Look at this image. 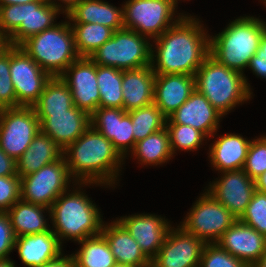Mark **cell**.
<instances>
[{
  "label": "cell",
  "mask_w": 266,
  "mask_h": 267,
  "mask_svg": "<svg viewBox=\"0 0 266 267\" xmlns=\"http://www.w3.org/2000/svg\"><path fill=\"white\" fill-rule=\"evenodd\" d=\"M147 39L148 37L134 30L119 29L89 58L96 65L114 67L122 71L150 66L153 45L150 39Z\"/></svg>",
  "instance_id": "obj_8"
},
{
  "label": "cell",
  "mask_w": 266,
  "mask_h": 267,
  "mask_svg": "<svg viewBox=\"0 0 266 267\" xmlns=\"http://www.w3.org/2000/svg\"><path fill=\"white\" fill-rule=\"evenodd\" d=\"M9 46L8 39L0 33V53Z\"/></svg>",
  "instance_id": "obj_50"
},
{
  "label": "cell",
  "mask_w": 266,
  "mask_h": 267,
  "mask_svg": "<svg viewBox=\"0 0 266 267\" xmlns=\"http://www.w3.org/2000/svg\"><path fill=\"white\" fill-rule=\"evenodd\" d=\"M52 231L16 237L14 249L27 267L43 265L62 255V247Z\"/></svg>",
  "instance_id": "obj_23"
},
{
  "label": "cell",
  "mask_w": 266,
  "mask_h": 267,
  "mask_svg": "<svg viewBox=\"0 0 266 267\" xmlns=\"http://www.w3.org/2000/svg\"><path fill=\"white\" fill-rule=\"evenodd\" d=\"M44 210L51 216L50 209L45 206L18 200L7 211L15 236L20 237L51 231L46 222V216L43 215V213H47Z\"/></svg>",
  "instance_id": "obj_29"
},
{
  "label": "cell",
  "mask_w": 266,
  "mask_h": 267,
  "mask_svg": "<svg viewBox=\"0 0 266 267\" xmlns=\"http://www.w3.org/2000/svg\"><path fill=\"white\" fill-rule=\"evenodd\" d=\"M35 267H74V259L72 254L69 256L68 255L63 256L62 254L55 260H52L50 262L44 263L43 265Z\"/></svg>",
  "instance_id": "obj_44"
},
{
  "label": "cell",
  "mask_w": 266,
  "mask_h": 267,
  "mask_svg": "<svg viewBox=\"0 0 266 267\" xmlns=\"http://www.w3.org/2000/svg\"><path fill=\"white\" fill-rule=\"evenodd\" d=\"M78 243L81 244L80 250L72 254L74 267H114L117 264L102 234Z\"/></svg>",
  "instance_id": "obj_31"
},
{
  "label": "cell",
  "mask_w": 266,
  "mask_h": 267,
  "mask_svg": "<svg viewBox=\"0 0 266 267\" xmlns=\"http://www.w3.org/2000/svg\"><path fill=\"white\" fill-rule=\"evenodd\" d=\"M250 144V140L238 134L219 136L209 147L211 165L220 172L243 169Z\"/></svg>",
  "instance_id": "obj_26"
},
{
  "label": "cell",
  "mask_w": 266,
  "mask_h": 267,
  "mask_svg": "<svg viewBox=\"0 0 266 267\" xmlns=\"http://www.w3.org/2000/svg\"><path fill=\"white\" fill-rule=\"evenodd\" d=\"M170 1H172L176 6H178V4H177L178 3V0H170Z\"/></svg>",
  "instance_id": "obj_54"
},
{
  "label": "cell",
  "mask_w": 266,
  "mask_h": 267,
  "mask_svg": "<svg viewBox=\"0 0 266 267\" xmlns=\"http://www.w3.org/2000/svg\"><path fill=\"white\" fill-rule=\"evenodd\" d=\"M74 35V45L79 57H89L112 35L113 30L97 23H70Z\"/></svg>",
  "instance_id": "obj_33"
},
{
  "label": "cell",
  "mask_w": 266,
  "mask_h": 267,
  "mask_svg": "<svg viewBox=\"0 0 266 267\" xmlns=\"http://www.w3.org/2000/svg\"><path fill=\"white\" fill-rule=\"evenodd\" d=\"M73 106L70 89L60 76H57L51 77L38 101L32 107L35 113H59Z\"/></svg>",
  "instance_id": "obj_32"
},
{
  "label": "cell",
  "mask_w": 266,
  "mask_h": 267,
  "mask_svg": "<svg viewBox=\"0 0 266 267\" xmlns=\"http://www.w3.org/2000/svg\"><path fill=\"white\" fill-rule=\"evenodd\" d=\"M199 21L185 14L154 39L156 50L151 48V67L155 75H195L210 51V36Z\"/></svg>",
  "instance_id": "obj_1"
},
{
  "label": "cell",
  "mask_w": 266,
  "mask_h": 267,
  "mask_svg": "<svg viewBox=\"0 0 266 267\" xmlns=\"http://www.w3.org/2000/svg\"><path fill=\"white\" fill-rule=\"evenodd\" d=\"M131 152L142 165L157 166L168 162L173 157L168 129L165 127L138 141Z\"/></svg>",
  "instance_id": "obj_30"
},
{
  "label": "cell",
  "mask_w": 266,
  "mask_h": 267,
  "mask_svg": "<svg viewBox=\"0 0 266 267\" xmlns=\"http://www.w3.org/2000/svg\"><path fill=\"white\" fill-rule=\"evenodd\" d=\"M195 90V78L185 74L155 75L153 103L168 118Z\"/></svg>",
  "instance_id": "obj_22"
},
{
  "label": "cell",
  "mask_w": 266,
  "mask_h": 267,
  "mask_svg": "<svg viewBox=\"0 0 266 267\" xmlns=\"http://www.w3.org/2000/svg\"><path fill=\"white\" fill-rule=\"evenodd\" d=\"M266 22L253 16H240L222 32L210 36L209 55L219 64L244 74L260 46Z\"/></svg>",
  "instance_id": "obj_4"
},
{
  "label": "cell",
  "mask_w": 266,
  "mask_h": 267,
  "mask_svg": "<svg viewBox=\"0 0 266 267\" xmlns=\"http://www.w3.org/2000/svg\"><path fill=\"white\" fill-rule=\"evenodd\" d=\"M63 157V149L43 132H39L27 150L16 160L17 175L21 178Z\"/></svg>",
  "instance_id": "obj_28"
},
{
  "label": "cell",
  "mask_w": 266,
  "mask_h": 267,
  "mask_svg": "<svg viewBox=\"0 0 266 267\" xmlns=\"http://www.w3.org/2000/svg\"><path fill=\"white\" fill-rule=\"evenodd\" d=\"M69 175L79 188L85 185L116 184L124 158L113 144L91 125L72 144L63 150ZM84 186H83V185Z\"/></svg>",
  "instance_id": "obj_2"
},
{
  "label": "cell",
  "mask_w": 266,
  "mask_h": 267,
  "mask_svg": "<svg viewBox=\"0 0 266 267\" xmlns=\"http://www.w3.org/2000/svg\"><path fill=\"white\" fill-rule=\"evenodd\" d=\"M91 126L110 140L125 159L135 147L131 116L120 108L99 107L90 115ZM129 150V151H128Z\"/></svg>",
  "instance_id": "obj_17"
},
{
  "label": "cell",
  "mask_w": 266,
  "mask_h": 267,
  "mask_svg": "<svg viewBox=\"0 0 266 267\" xmlns=\"http://www.w3.org/2000/svg\"><path fill=\"white\" fill-rule=\"evenodd\" d=\"M248 68L260 78L266 79V63L265 62H249Z\"/></svg>",
  "instance_id": "obj_47"
},
{
  "label": "cell",
  "mask_w": 266,
  "mask_h": 267,
  "mask_svg": "<svg viewBox=\"0 0 266 267\" xmlns=\"http://www.w3.org/2000/svg\"><path fill=\"white\" fill-rule=\"evenodd\" d=\"M169 132L170 147L173 155L178 149L195 151L202 145L207 137L199 130L189 125L166 124Z\"/></svg>",
  "instance_id": "obj_36"
},
{
  "label": "cell",
  "mask_w": 266,
  "mask_h": 267,
  "mask_svg": "<svg viewBox=\"0 0 266 267\" xmlns=\"http://www.w3.org/2000/svg\"><path fill=\"white\" fill-rule=\"evenodd\" d=\"M40 132L33 107L0 109V148L17 160Z\"/></svg>",
  "instance_id": "obj_12"
},
{
  "label": "cell",
  "mask_w": 266,
  "mask_h": 267,
  "mask_svg": "<svg viewBox=\"0 0 266 267\" xmlns=\"http://www.w3.org/2000/svg\"><path fill=\"white\" fill-rule=\"evenodd\" d=\"M220 173L221 178L212 184L210 182L206 190L239 219L256 191L255 180L251 179L243 169Z\"/></svg>",
  "instance_id": "obj_16"
},
{
  "label": "cell",
  "mask_w": 266,
  "mask_h": 267,
  "mask_svg": "<svg viewBox=\"0 0 266 267\" xmlns=\"http://www.w3.org/2000/svg\"><path fill=\"white\" fill-rule=\"evenodd\" d=\"M16 108V94L10 74V45L0 53V109Z\"/></svg>",
  "instance_id": "obj_39"
},
{
  "label": "cell",
  "mask_w": 266,
  "mask_h": 267,
  "mask_svg": "<svg viewBox=\"0 0 266 267\" xmlns=\"http://www.w3.org/2000/svg\"><path fill=\"white\" fill-rule=\"evenodd\" d=\"M122 79V70L97 65L100 107L123 109Z\"/></svg>",
  "instance_id": "obj_34"
},
{
  "label": "cell",
  "mask_w": 266,
  "mask_h": 267,
  "mask_svg": "<svg viewBox=\"0 0 266 267\" xmlns=\"http://www.w3.org/2000/svg\"><path fill=\"white\" fill-rule=\"evenodd\" d=\"M127 113L131 116L135 144L166 127L167 118L154 103Z\"/></svg>",
  "instance_id": "obj_35"
},
{
  "label": "cell",
  "mask_w": 266,
  "mask_h": 267,
  "mask_svg": "<svg viewBox=\"0 0 266 267\" xmlns=\"http://www.w3.org/2000/svg\"><path fill=\"white\" fill-rule=\"evenodd\" d=\"M49 1L54 7L59 9L61 12L65 13L67 15L68 12H70L81 0H58L65 4L63 7L61 4L55 3L56 0H47Z\"/></svg>",
  "instance_id": "obj_46"
},
{
  "label": "cell",
  "mask_w": 266,
  "mask_h": 267,
  "mask_svg": "<svg viewBox=\"0 0 266 267\" xmlns=\"http://www.w3.org/2000/svg\"><path fill=\"white\" fill-rule=\"evenodd\" d=\"M60 10L47 0L0 5V33L9 45L20 46L28 38L53 27Z\"/></svg>",
  "instance_id": "obj_7"
},
{
  "label": "cell",
  "mask_w": 266,
  "mask_h": 267,
  "mask_svg": "<svg viewBox=\"0 0 266 267\" xmlns=\"http://www.w3.org/2000/svg\"><path fill=\"white\" fill-rule=\"evenodd\" d=\"M243 170L253 180L266 172V135L251 141Z\"/></svg>",
  "instance_id": "obj_40"
},
{
  "label": "cell",
  "mask_w": 266,
  "mask_h": 267,
  "mask_svg": "<svg viewBox=\"0 0 266 267\" xmlns=\"http://www.w3.org/2000/svg\"><path fill=\"white\" fill-rule=\"evenodd\" d=\"M114 267H132V266L116 264Z\"/></svg>",
  "instance_id": "obj_53"
},
{
  "label": "cell",
  "mask_w": 266,
  "mask_h": 267,
  "mask_svg": "<svg viewBox=\"0 0 266 267\" xmlns=\"http://www.w3.org/2000/svg\"><path fill=\"white\" fill-rule=\"evenodd\" d=\"M37 0H0V5L26 4Z\"/></svg>",
  "instance_id": "obj_49"
},
{
  "label": "cell",
  "mask_w": 266,
  "mask_h": 267,
  "mask_svg": "<svg viewBox=\"0 0 266 267\" xmlns=\"http://www.w3.org/2000/svg\"><path fill=\"white\" fill-rule=\"evenodd\" d=\"M0 267H16L14 261L10 258L0 259Z\"/></svg>",
  "instance_id": "obj_52"
},
{
  "label": "cell",
  "mask_w": 266,
  "mask_h": 267,
  "mask_svg": "<svg viewBox=\"0 0 266 267\" xmlns=\"http://www.w3.org/2000/svg\"><path fill=\"white\" fill-rule=\"evenodd\" d=\"M17 175L16 160L8 156L0 148V176H13Z\"/></svg>",
  "instance_id": "obj_43"
},
{
  "label": "cell",
  "mask_w": 266,
  "mask_h": 267,
  "mask_svg": "<svg viewBox=\"0 0 266 267\" xmlns=\"http://www.w3.org/2000/svg\"><path fill=\"white\" fill-rule=\"evenodd\" d=\"M70 191L63 192L50 208L53 225L51 231L61 245L64 239L81 242L99 235L104 224L101 212L86 193L78 188L71 193Z\"/></svg>",
  "instance_id": "obj_3"
},
{
  "label": "cell",
  "mask_w": 266,
  "mask_h": 267,
  "mask_svg": "<svg viewBox=\"0 0 266 267\" xmlns=\"http://www.w3.org/2000/svg\"><path fill=\"white\" fill-rule=\"evenodd\" d=\"M10 74L16 94V108L32 107L52 77L21 47L12 45H10Z\"/></svg>",
  "instance_id": "obj_13"
},
{
  "label": "cell",
  "mask_w": 266,
  "mask_h": 267,
  "mask_svg": "<svg viewBox=\"0 0 266 267\" xmlns=\"http://www.w3.org/2000/svg\"><path fill=\"white\" fill-rule=\"evenodd\" d=\"M101 234L108 242L117 264L151 267V261L141 251L139 244L117 220L103 224Z\"/></svg>",
  "instance_id": "obj_24"
},
{
  "label": "cell",
  "mask_w": 266,
  "mask_h": 267,
  "mask_svg": "<svg viewBox=\"0 0 266 267\" xmlns=\"http://www.w3.org/2000/svg\"><path fill=\"white\" fill-rule=\"evenodd\" d=\"M222 117L207 98L195 89L186 102L166 119V124L189 125L207 138H214Z\"/></svg>",
  "instance_id": "obj_20"
},
{
  "label": "cell",
  "mask_w": 266,
  "mask_h": 267,
  "mask_svg": "<svg viewBox=\"0 0 266 267\" xmlns=\"http://www.w3.org/2000/svg\"><path fill=\"white\" fill-rule=\"evenodd\" d=\"M236 220L225 206L205 191L196 200L180 226L205 243H216Z\"/></svg>",
  "instance_id": "obj_10"
},
{
  "label": "cell",
  "mask_w": 266,
  "mask_h": 267,
  "mask_svg": "<svg viewBox=\"0 0 266 267\" xmlns=\"http://www.w3.org/2000/svg\"><path fill=\"white\" fill-rule=\"evenodd\" d=\"M20 179L21 200L49 209L63 192L70 189L68 185L73 180L69 175L64 156Z\"/></svg>",
  "instance_id": "obj_11"
},
{
  "label": "cell",
  "mask_w": 266,
  "mask_h": 267,
  "mask_svg": "<svg viewBox=\"0 0 266 267\" xmlns=\"http://www.w3.org/2000/svg\"><path fill=\"white\" fill-rule=\"evenodd\" d=\"M40 131L49 136L63 150L90 127V115L75 105L59 113H36Z\"/></svg>",
  "instance_id": "obj_18"
},
{
  "label": "cell",
  "mask_w": 266,
  "mask_h": 267,
  "mask_svg": "<svg viewBox=\"0 0 266 267\" xmlns=\"http://www.w3.org/2000/svg\"><path fill=\"white\" fill-rule=\"evenodd\" d=\"M73 23H97L111 28L113 31L124 28L122 8L103 0H81L66 17Z\"/></svg>",
  "instance_id": "obj_27"
},
{
  "label": "cell",
  "mask_w": 266,
  "mask_h": 267,
  "mask_svg": "<svg viewBox=\"0 0 266 267\" xmlns=\"http://www.w3.org/2000/svg\"><path fill=\"white\" fill-rule=\"evenodd\" d=\"M16 236L7 212H0V259L9 258L14 250Z\"/></svg>",
  "instance_id": "obj_42"
},
{
  "label": "cell",
  "mask_w": 266,
  "mask_h": 267,
  "mask_svg": "<svg viewBox=\"0 0 266 267\" xmlns=\"http://www.w3.org/2000/svg\"><path fill=\"white\" fill-rule=\"evenodd\" d=\"M154 81L151 65L123 71V110L128 112L152 104Z\"/></svg>",
  "instance_id": "obj_25"
},
{
  "label": "cell",
  "mask_w": 266,
  "mask_h": 267,
  "mask_svg": "<svg viewBox=\"0 0 266 267\" xmlns=\"http://www.w3.org/2000/svg\"><path fill=\"white\" fill-rule=\"evenodd\" d=\"M136 240L141 251L151 261L172 227L165 218L153 214H136L116 219Z\"/></svg>",
  "instance_id": "obj_19"
},
{
  "label": "cell",
  "mask_w": 266,
  "mask_h": 267,
  "mask_svg": "<svg viewBox=\"0 0 266 267\" xmlns=\"http://www.w3.org/2000/svg\"><path fill=\"white\" fill-rule=\"evenodd\" d=\"M194 78L195 89L223 116L237 104L252 97L246 77L236 70L219 64L210 55L198 68Z\"/></svg>",
  "instance_id": "obj_5"
},
{
  "label": "cell",
  "mask_w": 266,
  "mask_h": 267,
  "mask_svg": "<svg viewBox=\"0 0 266 267\" xmlns=\"http://www.w3.org/2000/svg\"><path fill=\"white\" fill-rule=\"evenodd\" d=\"M216 243L249 267H252L266 251V236L238 219Z\"/></svg>",
  "instance_id": "obj_21"
},
{
  "label": "cell",
  "mask_w": 266,
  "mask_h": 267,
  "mask_svg": "<svg viewBox=\"0 0 266 267\" xmlns=\"http://www.w3.org/2000/svg\"><path fill=\"white\" fill-rule=\"evenodd\" d=\"M72 93L73 104L89 115L100 107L97 65L89 57H79L61 75Z\"/></svg>",
  "instance_id": "obj_15"
},
{
  "label": "cell",
  "mask_w": 266,
  "mask_h": 267,
  "mask_svg": "<svg viewBox=\"0 0 266 267\" xmlns=\"http://www.w3.org/2000/svg\"><path fill=\"white\" fill-rule=\"evenodd\" d=\"M256 190L266 193V172L255 179Z\"/></svg>",
  "instance_id": "obj_48"
},
{
  "label": "cell",
  "mask_w": 266,
  "mask_h": 267,
  "mask_svg": "<svg viewBox=\"0 0 266 267\" xmlns=\"http://www.w3.org/2000/svg\"><path fill=\"white\" fill-rule=\"evenodd\" d=\"M238 220L266 236V193L256 190Z\"/></svg>",
  "instance_id": "obj_37"
},
{
  "label": "cell",
  "mask_w": 266,
  "mask_h": 267,
  "mask_svg": "<svg viewBox=\"0 0 266 267\" xmlns=\"http://www.w3.org/2000/svg\"><path fill=\"white\" fill-rule=\"evenodd\" d=\"M19 47L52 77L60 76L79 58L69 21L28 38Z\"/></svg>",
  "instance_id": "obj_6"
},
{
  "label": "cell",
  "mask_w": 266,
  "mask_h": 267,
  "mask_svg": "<svg viewBox=\"0 0 266 267\" xmlns=\"http://www.w3.org/2000/svg\"><path fill=\"white\" fill-rule=\"evenodd\" d=\"M176 7L170 0H128L123 5L124 28L155 39L184 16L177 13L174 18Z\"/></svg>",
  "instance_id": "obj_9"
},
{
  "label": "cell",
  "mask_w": 266,
  "mask_h": 267,
  "mask_svg": "<svg viewBox=\"0 0 266 267\" xmlns=\"http://www.w3.org/2000/svg\"><path fill=\"white\" fill-rule=\"evenodd\" d=\"M199 267H249L232 256L217 243H206L203 247Z\"/></svg>",
  "instance_id": "obj_38"
},
{
  "label": "cell",
  "mask_w": 266,
  "mask_h": 267,
  "mask_svg": "<svg viewBox=\"0 0 266 267\" xmlns=\"http://www.w3.org/2000/svg\"><path fill=\"white\" fill-rule=\"evenodd\" d=\"M20 199V177L18 175L0 176V212H7Z\"/></svg>",
  "instance_id": "obj_41"
},
{
  "label": "cell",
  "mask_w": 266,
  "mask_h": 267,
  "mask_svg": "<svg viewBox=\"0 0 266 267\" xmlns=\"http://www.w3.org/2000/svg\"><path fill=\"white\" fill-rule=\"evenodd\" d=\"M252 267H266V251L261 255V257Z\"/></svg>",
  "instance_id": "obj_51"
},
{
  "label": "cell",
  "mask_w": 266,
  "mask_h": 267,
  "mask_svg": "<svg viewBox=\"0 0 266 267\" xmlns=\"http://www.w3.org/2000/svg\"><path fill=\"white\" fill-rule=\"evenodd\" d=\"M250 62H265L266 63V31L263 33L260 46L255 55L250 59Z\"/></svg>",
  "instance_id": "obj_45"
},
{
  "label": "cell",
  "mask_w": 266,
  "mask_h": 267,
  "mask_svg": "<svg viewBox=\"0 0 266 267\" xmlns=\"http://www.w3.org/2000/svg\"><path fill=\"white\" fill-rule=\"evenodd\" d=\"M170 228L151 267H199L204 245L202 239L186 232L180 225Z\"/></svg>",
  "instance_id": "obj_14"
}]
</instances>
